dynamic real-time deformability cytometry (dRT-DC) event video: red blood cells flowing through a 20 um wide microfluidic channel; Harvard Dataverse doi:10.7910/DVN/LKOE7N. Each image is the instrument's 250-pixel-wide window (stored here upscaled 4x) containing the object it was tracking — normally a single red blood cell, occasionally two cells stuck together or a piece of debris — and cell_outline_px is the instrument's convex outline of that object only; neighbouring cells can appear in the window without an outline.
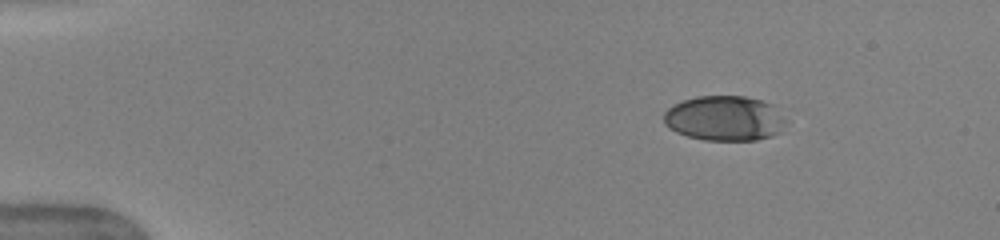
{"species": "human", "species_latin": "Homo sapiens", "temperature_condition": "warm", "stored_images_in_passage": 44, "camera_frame_rate_fps": 3000, "um_per_image_px": 0.085, "donor": {"sex": "female"}, "frame": {"image": 1, "passage_image": 1, "time_ms": 0.0, "image_size_px": [1000, 240], "cell_outline_px": [[788, 120], [780, 132], [772, 136], [756, 140], [704, 140], [688, 136], [676, 132], [668, 128], [664, 124], [664, 112], [672, 104], [696, 96], [744, 96], [760, 100], [772, 104]], "centroid_in_image_um": [61.59, 10.06], "position_along_channel_um": 23.4, "area_um2": 32.31}}
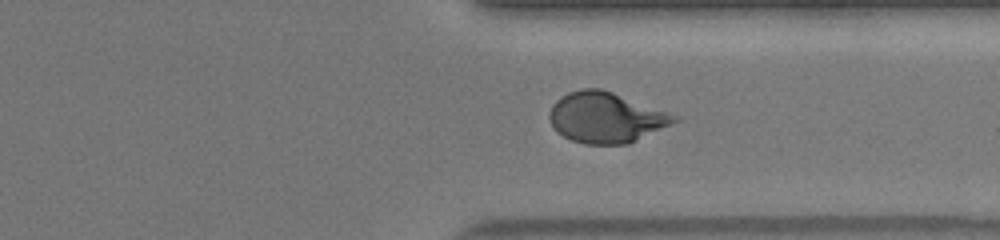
{"frame": {"image": 2, "passage_image": 33, "time_ms": 10.667, "image_size_px": [1000, 240], "cell_outline_px": [[680, 120], [628, 144], [584, 144], [572, 140], [556, 132], [548, 116], [548, 112], [552, 104], [560, 96], [568, 92], [584, 88], [600, 88], [612, 92], [680, 116]], "centroid_in_image_um": [51.48, 9.98], "position_along_channel_um": 359.9, "area_um2": 36.76}}
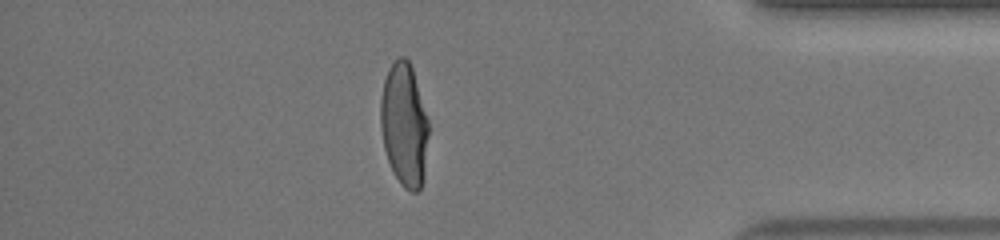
{"frame": {"image": 3, "passage_image": 38, "time_ms": 12.333, "image_size_px": [1000, 240], "cell_outline_px": [[428, 132], [424, 176], [420, 188], [416, 192], [412, 192], [404, 188], [400, 184], [392, 172], [384, 148], [380, 124], [380, 100], [384, 80], [388, 68], [400, 56], [404, 56], [408, 60], [412, 68], [428, 120]], "centroid_in_image_um": [34.34, 10.62], "position_along_channel_um": 400.9, "area_um2": 34.45}, "authors_computed_cell_mechanics": {"area_um2": 36.0383, "velocity_mm_per_s": 4.0529, "shape_relaxation_time_tau1_ms": 3.954, "shape_relaxation_time_tau2_ms": null, "deformation_change_tau1": 0.1999, "deformation_change_tau2": null}}